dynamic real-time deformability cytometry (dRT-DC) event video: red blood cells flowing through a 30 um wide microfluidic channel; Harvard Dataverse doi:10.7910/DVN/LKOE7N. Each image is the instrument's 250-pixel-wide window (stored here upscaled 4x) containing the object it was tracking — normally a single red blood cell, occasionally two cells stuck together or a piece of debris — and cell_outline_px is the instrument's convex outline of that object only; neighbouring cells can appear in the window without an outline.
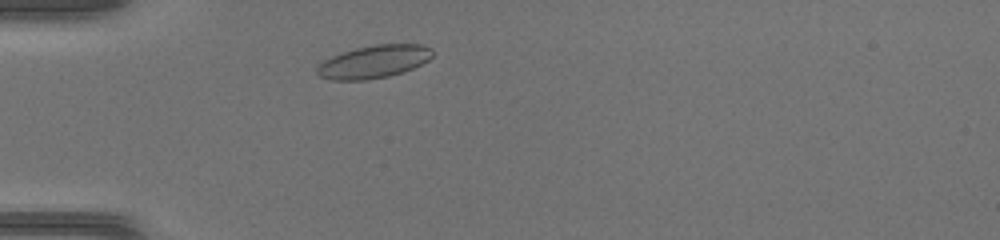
{"species": "common noctule bat (a hibernating species)", "species_latin": "Nyctalus noctula", "temperature_condition": "warm", "stored_images_in_passage": 33, "camera_frame_rate_fps": 3000, "um_per_image_px": 0.085, "animal": {"sex": "female", "body_mass_g": 17.0, "forearm_length_mm": 48.0}, "frame": {"image": 1, "passage_image": 1, "time_ms": 0.0, "image_size_px": [1000, 240], "cell_outline_px": [[432, 56], [428, 60], [412, 68], [388, 76], [364, 80], [332, 80], [320, 76], [316, 72], [316, 68], [324, 60], [332, 56], [356, 48], [376, 44], [420, 44], [432, 48]], "centroid_in_image_um": [31.77, 5.24], "position_along_channel_um": 53.2, "area_um2": 21.79}}
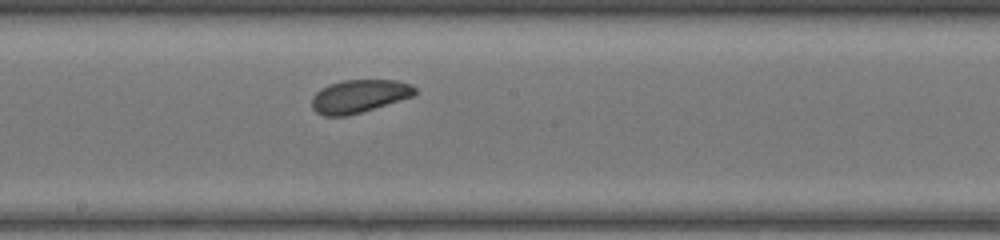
{"frame": {"image": 2, "passage_image": 13, "time_ms": 4.0, "image_size_px": [1000, 240], "cell_outline_px": [[416, 92], [412, 96], [360, 112], [344, 116], [324, 116], [316, 112], [312, 108], [312, 96], [320, 88], [328, 84], [344, 80], [396, 80], [408, 84], [416, 88]], "centroid_in_image_um": [30.46, 8.17], "position_along_channel_um": 217.7, "area_um2": 19.59}}
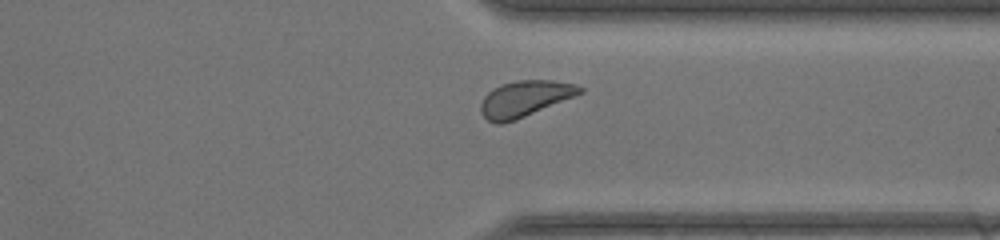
{"frame": {"image": 3, "passage_image": 23, "time_ms": 7.333, "image_size_px": [1000, 240], "cell_outline_px": [[584, 92], [524, 116], [500, 124], [496, 124], [488, 120], [480, 112], [480, 104], [484, 96], [492, 88], [504, 84], [520, 80], [552, 80], [576, 84], [584, 88]], "centroid_in_image_um": [44.59, 8.37], "position_along_channel_um": 366.8, "area_um2": 20.4}}